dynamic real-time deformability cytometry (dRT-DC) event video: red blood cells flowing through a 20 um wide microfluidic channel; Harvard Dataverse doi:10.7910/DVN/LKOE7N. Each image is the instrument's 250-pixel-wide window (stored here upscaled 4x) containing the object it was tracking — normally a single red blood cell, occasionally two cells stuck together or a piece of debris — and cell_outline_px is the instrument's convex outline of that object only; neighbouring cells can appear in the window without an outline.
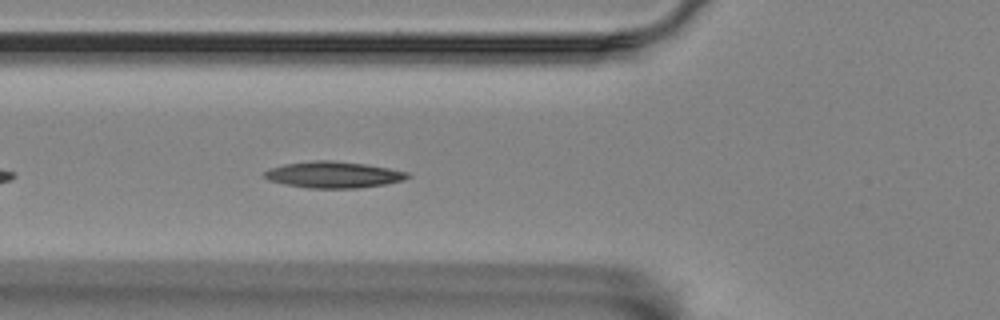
{"species": "Egyptian fruit bat (a non-hibernating species)", "species_latin": "Rousettus aegyptiacus", "temperature_condition": "room temperature", "stored_images_in_passage": 38, "camera_frame_rate_fps": 3000, "um_per_image_px": 0.085, "animal": {"sex": "female"}, "frame": {"image": 1, "passage_image": 7, "time_ms": 2.0, "image_size_px": [1000, 320], "cell_outline_px": [[412, 176], [404, 180], [384, 184], [356, 188], [308, 188], [268, 180], [264, 176], [264, 172], [272, 168], [284, 164], [316, 160], [332, 160], [364, 164], [388, 168], [408, 172]], "centroid_in_image_um": [28.37, 14.85], "position_along_channel_um": 97.4, "area_um2": 21.73}}
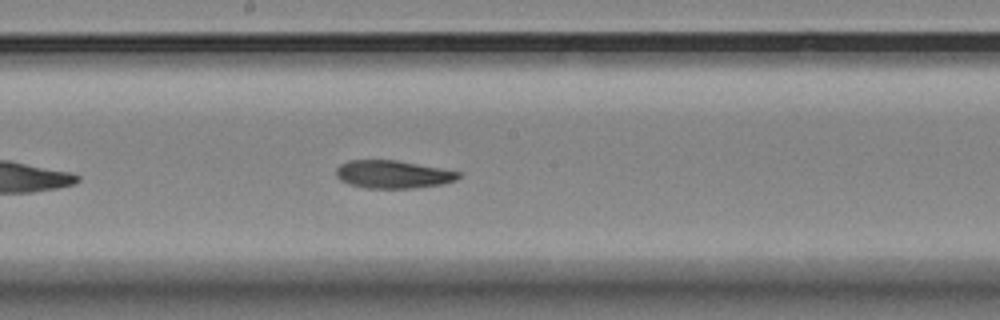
{"frame": {"image": 2, "passage_image": 17, "time_ms": 5.333, "image_size_px": [1000, 320], "cell_outline_px": [[460, 176], [456, 180], [444, 184], [412, 188], [364, 188], [348, 184], [340, 180], [336, 176], [336, 168], [340, 164], [352, 160], [396, 160], [440, 168], [460, 172]], "centroid_in_image_um": [33.38, 14.82], "position_along_channel_um": 214.8, "area_um2": 19.88}}
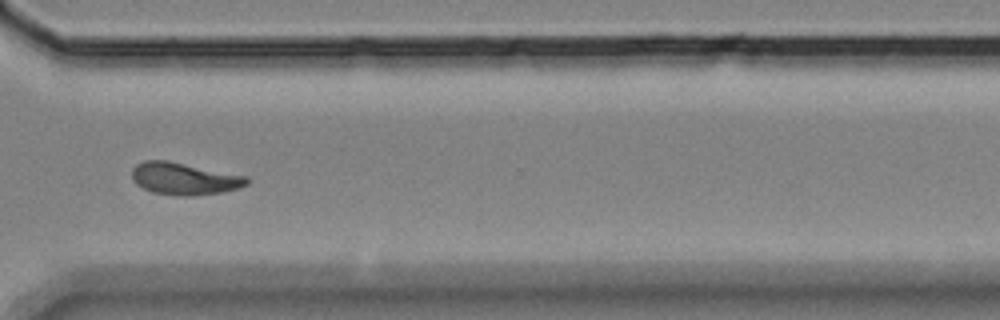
{"frame": {"image": 3, "passage_image": 29, "time_ms": 9.333, "image_size_px": [1000, 320], "cell_outline_px": [[248, 184], [240, 188], [224, 192], [192, 196], [176, 196], [152, 192], [136, 184], [132, 180], [132, 168], [136, 164], [144, 160], [168, 160], [248, 176]], "centroid_in_image_um": [15.67, 15.19], "position_along_channel_um": 354.9, "area_um2": 21.85}, "authors_computed_cell_mechanics": {"area_um2": 20.4323, "velocity_mm_per_s": 3.5096, "shape_relaxation_time_tau1_ms": 8.7373, "shape_relaxation_time_tau2_ms": 7.1232, "deformation_change_tau1": 0.2263, "deformation_change_tau2": 0.1048}}